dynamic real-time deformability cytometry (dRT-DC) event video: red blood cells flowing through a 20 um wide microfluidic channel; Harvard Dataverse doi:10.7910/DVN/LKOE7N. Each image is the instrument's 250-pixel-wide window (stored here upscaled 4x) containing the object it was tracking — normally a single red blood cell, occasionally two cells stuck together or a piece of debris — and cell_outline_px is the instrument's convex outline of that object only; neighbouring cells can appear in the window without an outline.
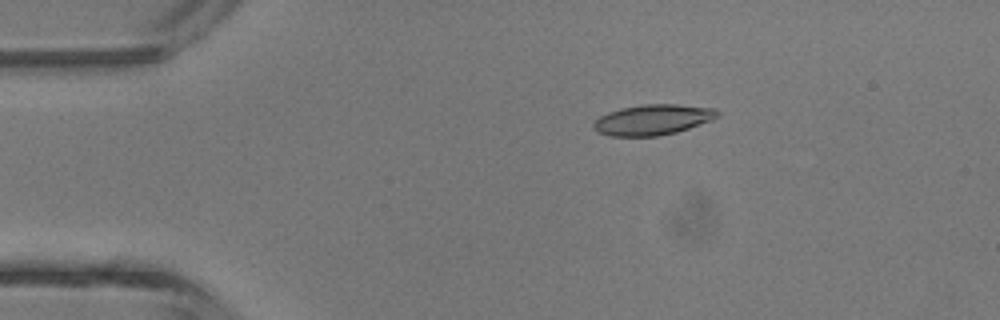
{"species": "common noctule bat (a hibernating species)", "species_latin": "Nyctalus noctula", "temperature_condition": "room temperature", "stored_images_in_passage": 3, "camera_frame_rate_fps": 3000, "um_per_image_px": 0.085, "animal": {"sex": "male", "body_mass_g": 13.3}, "frame": {"image": 1, "passage_image": 1, "time_ms": 0.0, "image_size_px": [1000, 320], "cell_outline_px": [[720, 112], [712, 120], [676, 132], [656, 136], [608, 136], [600, 132], [592, 124], [600, 116], [608, 112], [620, 108], [644, 104], [676, 104], [716, 108]], "centroid_in_image_um": [55.5, 10.16], "position_along_channel_um": 29.5, "area_um2": 21.85}}